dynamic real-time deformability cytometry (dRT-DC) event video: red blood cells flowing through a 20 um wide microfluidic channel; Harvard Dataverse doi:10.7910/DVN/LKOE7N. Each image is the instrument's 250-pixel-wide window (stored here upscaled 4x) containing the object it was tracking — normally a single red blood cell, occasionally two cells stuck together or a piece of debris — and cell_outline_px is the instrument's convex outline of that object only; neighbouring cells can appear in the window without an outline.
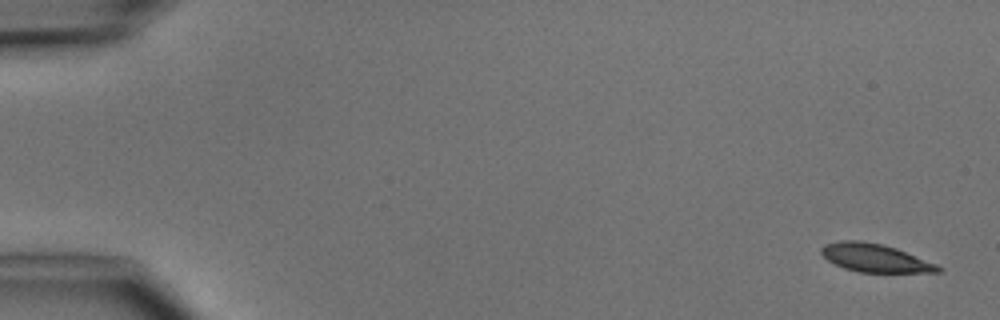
{"species": "common noctule bat (a hibernating species)", "species_latin": "Nyctalus noctula", "temperature_condition": "cold", "stored_images_in_passage": 7, "camera_frame_rate_fps": 3000, "um_per_image_px": 0.085, "animal": {"sex": "male", "body_mass_g": 15.6}, "frame": {"image": 1, "passage_image": 1, "time_ms": 0.0, "image_size_px": [1000, 320], "cell_outline_px": [[944, 268], [940, 272], [856, 272], [844, 268], [828, 260], [820, 252], [820, 248], [824, 244], [840, 240], [860, 240], [880, 244], [896, 248], [936, 264]], "centroid_in_image_um": [74.35, 21.92], "position_along_channel_um": 10.7, "area_um2": 19.07}}
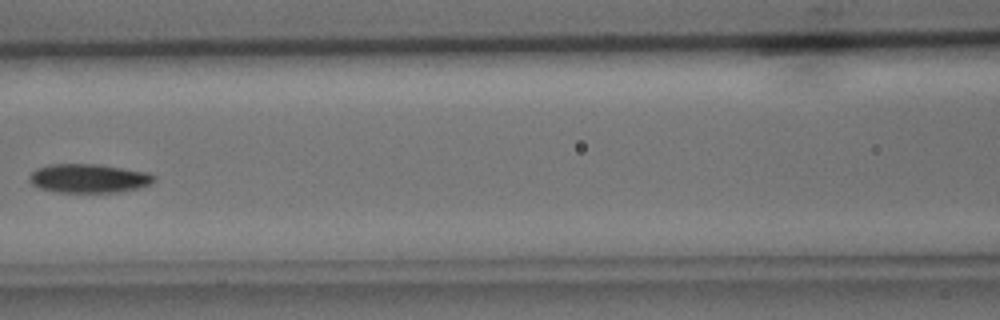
{"frame": {"image": 2, "passage_image": 6, "time_ms": 7.0, "image_size_px": [1000, 320], "cell_outline_px": [[156, 180], [148, 184], [136, 188], [116, 192], [56, 192], [40, 188], [32, 184], [28, 180], [28, 176], [36, 168], [52, 164], [96, 164], [148, 172], [156, 176]], "centroid_in_image_um": [7.51, 15.15], "position_along_channel_um": 159.1, "area_um2": 20.87}}
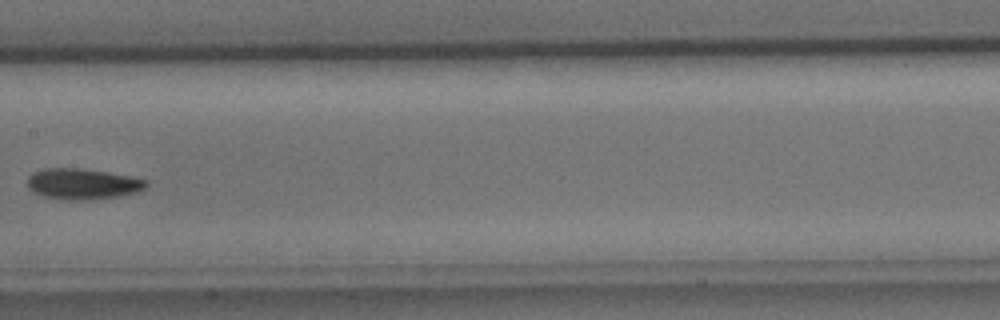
{"frame": {"image": 3, "passage_image": 7, "time_ms": 8.0, "image_size_px": [1000, 320], "cell_outline_px": [[148, 184], [144, 188], [136, 192], [120, 196], [80, 200], [64, 200], [44, 196], [28, 188], [28, 176], [32, 172], [44, 168], [80, 168], [128, 176], [148, 180]], "centroid_in_image_um": [7.0, 15.63], "position_along_channel_um": 200.4, "area_um2": 21.1}}